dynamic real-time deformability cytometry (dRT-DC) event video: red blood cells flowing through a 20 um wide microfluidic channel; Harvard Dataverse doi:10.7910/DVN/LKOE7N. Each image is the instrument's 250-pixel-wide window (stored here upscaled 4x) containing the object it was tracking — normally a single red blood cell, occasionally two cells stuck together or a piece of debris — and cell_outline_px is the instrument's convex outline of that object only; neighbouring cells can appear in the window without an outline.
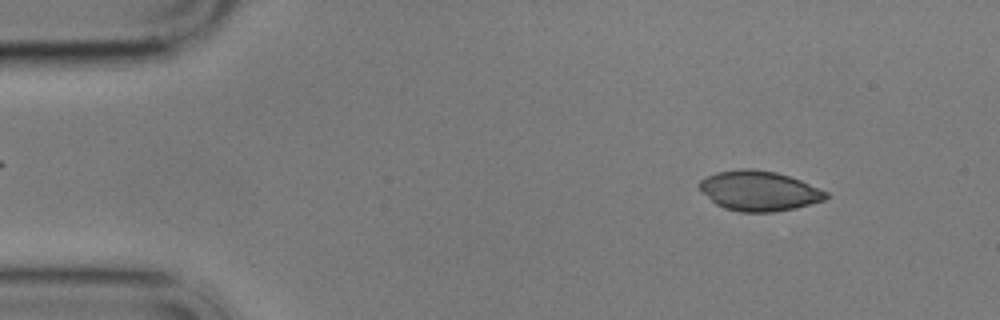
{"species": "common noctule bat (a hibernating species)", "species_latin": "Nyctalus noctula", "temperature_condition": "cold", "stored_images_in_passage": 5, "camera_frame_rate_fps": 3000, "um_per_image_px": 0.085, "animal": {"sex": "male", "body_mass_g": 17.9}, "frame": {"image": 1, "passage_image": 1, "time_ms": 0.0, "image_size_px": [1000, 320], "cell_outline_px": [[828, 196], [824, 200], [796, 208], [772, 212], [740, 212], [724, 208], [716, 204], [696, 184], [704, 176], [716, 172], [740, 168], [752, 168], [776, 172], [800, 180], [828, 192]], "centroid_in_image_um": [64.49, 16.21], "position_along_channel_um": 20.5, "area_um2": 29.48}}